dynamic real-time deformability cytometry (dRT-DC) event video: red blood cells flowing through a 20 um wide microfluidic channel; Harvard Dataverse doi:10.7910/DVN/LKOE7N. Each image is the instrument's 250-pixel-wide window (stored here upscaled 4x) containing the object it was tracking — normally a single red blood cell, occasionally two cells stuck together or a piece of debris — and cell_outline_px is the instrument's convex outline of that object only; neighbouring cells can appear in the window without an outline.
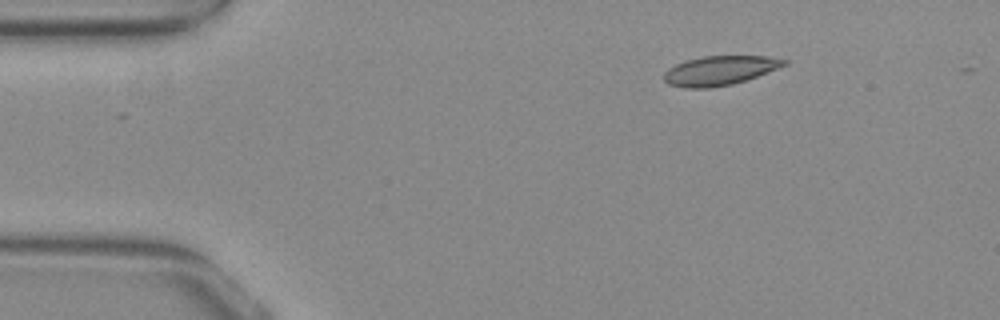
{"species": "common noctule bat (a hibernating species)", "species_latin": "Nyctalus noctula", "temperature_condition": "warm", "stored_images_in_passage": 44, "camera_frame_rate_fps": 3000, "um_per_image_px": 0.085, "animal": {"sex": "female", "body_mass_g": 29.2, "forearm_length_mm": 56.3}, "frame": {"image": 1, "passage_image": 1, "time_ms": 0.0, "image_size_px": [1000, 320], "cell_outline_px": [[788, 64], [756, 76], [732, 84], [708, 88], [684, 88], [668, 84], [664, 80], [664, 72], [668, 68], [684, 60], [704, 56], [768, 56], [788, 60]], "centroid_in_image_um": [61.14, 5.99], "position_along_channel_um": 23.9, "area_um2": 20.46}}
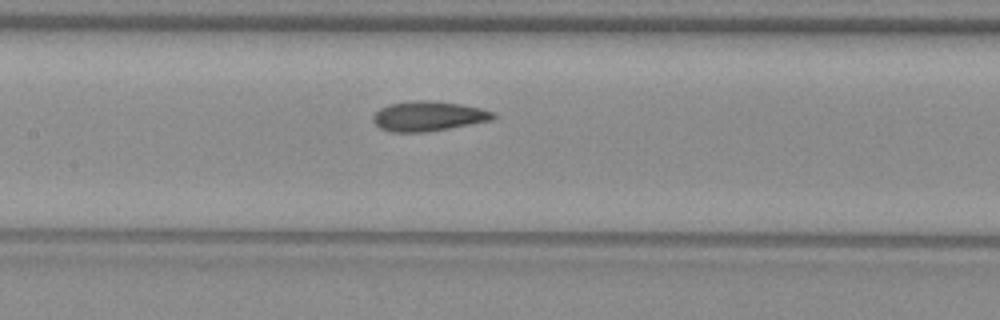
{"frame": {"image": 2, "passage_image": 18, "time_ms": 5.667, "image_size_px": [1000, 320], "cell_outline_px": [[496, 116], [492, 120], [448, 128], [424, 132], [388, 132], [380, 128], [372, 120], [372, 116], [380, 108], [388, 104], [416, 100], [428, 100], [460, 104], [480, 108], [496, 112]], "centroid_in_image_um": [36.39, 9.87], "position_along_channel_um": 171.0, "area_um2": 20.87}}
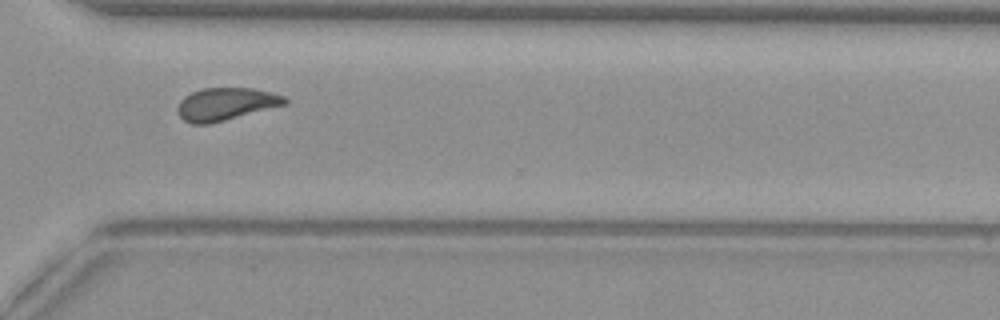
{"frame": {"image": 3, "passage_image": 32, "time_ms": 10.333, "image_size_px": [1000, 320], "cell_outline_px": [[288, 104], [208, 124], [192, 124], [184, 120], [176, 112], [176, 108], [180, 100], [184, 96], [192, 92], [204, 88], [252, 88], [284, 96], [288, 100]], "centroid_in_image_um": [19.16, 8.84], "position_along_channel_um": 351.4, "area_um2": 20.29}}